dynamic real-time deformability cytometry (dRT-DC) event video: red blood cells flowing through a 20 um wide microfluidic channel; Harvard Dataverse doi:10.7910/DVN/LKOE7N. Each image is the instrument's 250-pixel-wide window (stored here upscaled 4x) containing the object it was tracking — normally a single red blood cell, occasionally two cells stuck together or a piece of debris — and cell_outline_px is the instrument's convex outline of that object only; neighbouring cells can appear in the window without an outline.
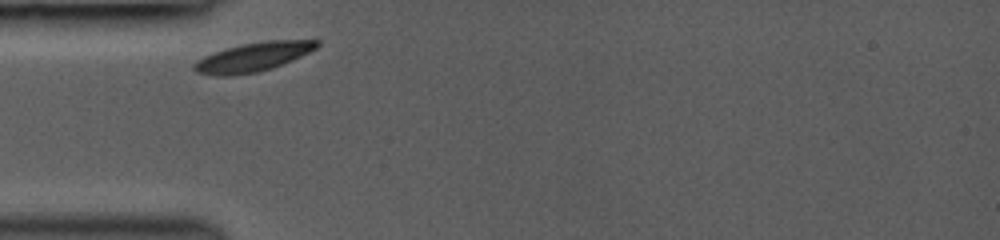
{"species": "common noctule bat (a hibernating species)", "species_latin": "Nyctalus noctula", "temperature_condition": "room temperature", "stored_images_in_passage": 6, "camera_frame_rate_fps": 3000, "um_per_image_px": 0.085, "animal": {"sex": "female", "body_mass_g": 19.0, "forearm_length_mm": 53.3}, "frame": {"image": 1, "passage_image": 1, "time_ms": 0.0, "image_size_px": [1000, 240], "cell_outline_px": [[320, 44], [316, 48], [292, 60], [272, 68], [256, 72], [232, 76], [216, 76], [196, 72], [192, 68], [192, 64], [196, 60], [204, 56], [224, 48], [240, 44], [268, 40], [320, 40]], "centroid_in_image_um": [21.46, 4.84], "position_along_channel_um": 63.5, "area_um2": 20.87}}
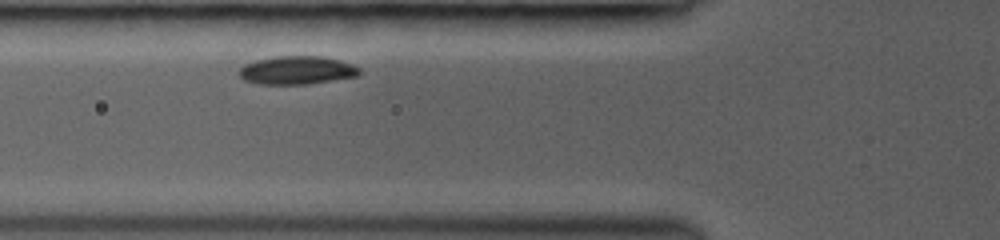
{"frame": {"image": 2, "passage_image": 5, "time_ms": 1.0, "image_size_px": [1000, 240], "cell_outline_px": [[360, 72], [356, 76], [332, 80], [304, 84], [256, 84], [244, 80], [240, 76], [240, 68], [244, 64], [256, 60], [276, 56], [320, 56], [352, 64], [360, 68]], "centroid_in_image_um": [25.19, 5.97], "position_along_channel_um": 100.6, "area_um2": 19.59}}